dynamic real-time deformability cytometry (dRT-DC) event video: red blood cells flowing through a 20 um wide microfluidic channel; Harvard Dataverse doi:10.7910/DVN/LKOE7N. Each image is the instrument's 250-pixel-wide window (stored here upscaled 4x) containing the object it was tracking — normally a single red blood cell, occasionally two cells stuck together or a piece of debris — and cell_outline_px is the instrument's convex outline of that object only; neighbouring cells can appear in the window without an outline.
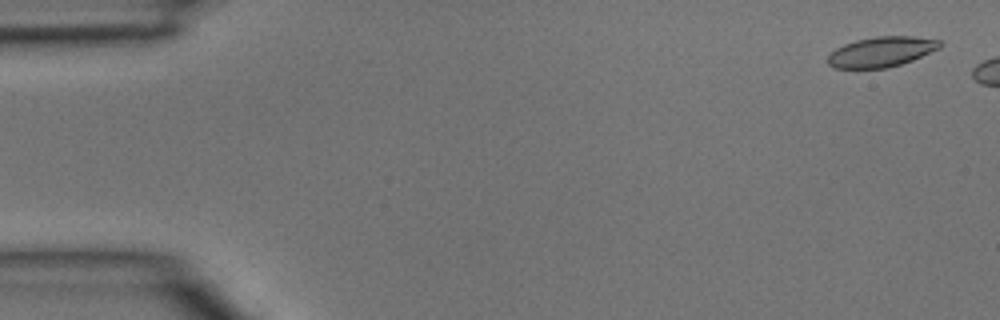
{"species": "common noctule bat (a hibernating species)", "species_latin": "Nyctalus noctula", "temperature_condition": "room temperature", "stored_images_in_passage": 6, "camera_frame_rate_fps": 3000, "um_per_image_px": 0.085, "animal": {"sex": "male", "body_mass_g": 15.6}, "frame": {"image": 1, "passage_image": 2, "time_ms": 0.333, "image_size_px": [1000, 320], "cell_outline_px": [[940, 48], [912, 60], [900, 64], [884, 68], [832, 68], [828, 64], [828, 56], [836, 48], [844, 44], [856, 40], [876, 36], [912, 36], [940, 40]], "centroid_in_image_um": [74.89, 4.4], "position_along_channel_um": 10.1, "area_um2": 19.54}}